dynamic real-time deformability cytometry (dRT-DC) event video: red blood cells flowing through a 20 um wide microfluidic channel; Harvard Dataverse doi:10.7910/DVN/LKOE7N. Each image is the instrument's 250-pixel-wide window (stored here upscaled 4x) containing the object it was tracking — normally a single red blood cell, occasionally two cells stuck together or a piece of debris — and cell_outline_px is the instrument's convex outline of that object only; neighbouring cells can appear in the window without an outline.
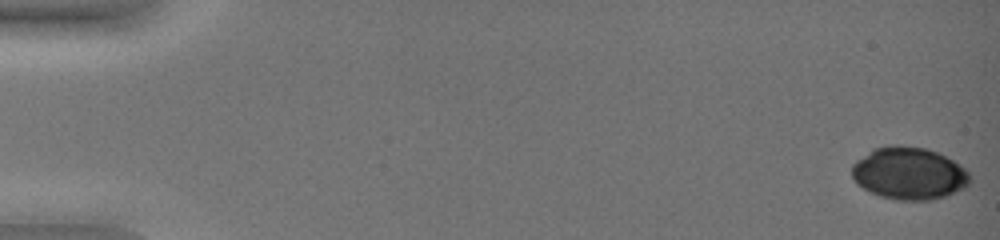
{"species": "common noctule bat (a hibernating species)", "species_latin": "Nyctalus noctula", "temperature_condition": "warm", "stored_images_in_passage": 52, "camera_frame_rate_fps": 3000, "um_per_image_px": 0.085, "animal": {"sex": "female", "body_mass_g": 19.0, "forearm_length_mm": 51.5}, "frame": {"image": 1, "passage_image": 1, "time_ms": 0.0, "image_size_px": [1000, 240], "cell_outline_px": [[972, 180], [964, 188], [944, 196], [932, 200], [896, 200], [880, 196], [856, 184], [852, 176], [852, 164], [856, 160], [872, 148], [892, 144], [900, 144], [924, 148], [936, 152], [960, 164], [968, 172]], "centroid_in_image_um": [77.24, 14.72], "position_along_channel_um": 7.8, "area_um2": 36.18}}